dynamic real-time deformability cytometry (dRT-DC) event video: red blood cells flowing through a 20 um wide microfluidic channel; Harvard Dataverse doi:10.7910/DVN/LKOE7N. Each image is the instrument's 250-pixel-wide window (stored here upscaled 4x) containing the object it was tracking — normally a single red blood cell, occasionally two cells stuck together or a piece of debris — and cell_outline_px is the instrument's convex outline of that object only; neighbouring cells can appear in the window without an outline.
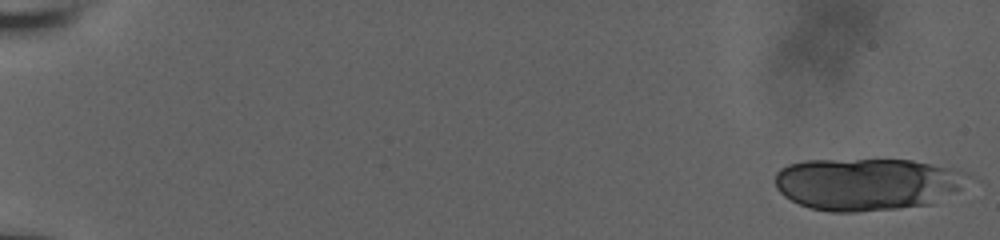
{"species": "human", "species_latin": "Homo sapiens", "temperature_condition": "room temperature", "stored_images_in_passage": 20, "camera_frame_rate_fps": 3000, "um_per_image_px": 0.085, "donor": {"sex": "male"}, "frame": {"image": 1, "passage_image": 1, "time_ms": 0.0, "image_size_px": [1000, 240], "cell_outline_px": [[972, 176], [956, 192], [932, 204], [896, 208], [856, 212], [832, 212], [812, 208], [800, 204], [784, 196], [776, 188], [776, 172], [780, 168], [788, 164], [804, 160], [912, 160], [956, 168], [968, 172]], "centroid_in_image_um": [73.73, 15.63], "position_along_channel_um": 11.3, "area_um2": 59.07}}
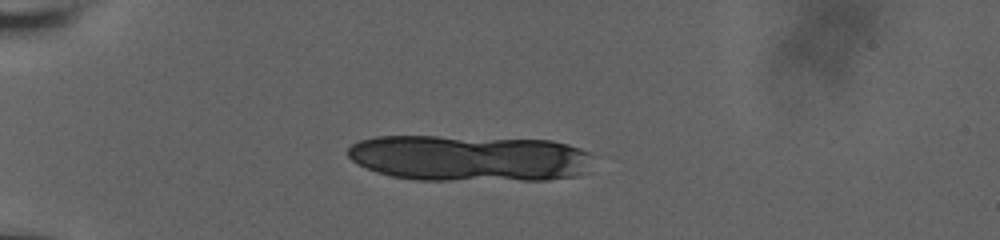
{"frame": {"image": 2, "passage_image": 16, "time_ms": 5.0, "image_size_px": [1000, 240], "cell_outline_px": [[592, 156], [580, 176], [548, 180], [416, 180], [392, 176], [376, 172], [352, 160], [348, 156], [348, 148], [352, 144], [360, 140], [376, 136], [436, 136], [552, 140], [568, 144], [580, 148], [588, 152]], "centroid_in_image_um": [39.89, 13.44], "position_along_channel_um": 45.1, "area_um2": 66.35}}